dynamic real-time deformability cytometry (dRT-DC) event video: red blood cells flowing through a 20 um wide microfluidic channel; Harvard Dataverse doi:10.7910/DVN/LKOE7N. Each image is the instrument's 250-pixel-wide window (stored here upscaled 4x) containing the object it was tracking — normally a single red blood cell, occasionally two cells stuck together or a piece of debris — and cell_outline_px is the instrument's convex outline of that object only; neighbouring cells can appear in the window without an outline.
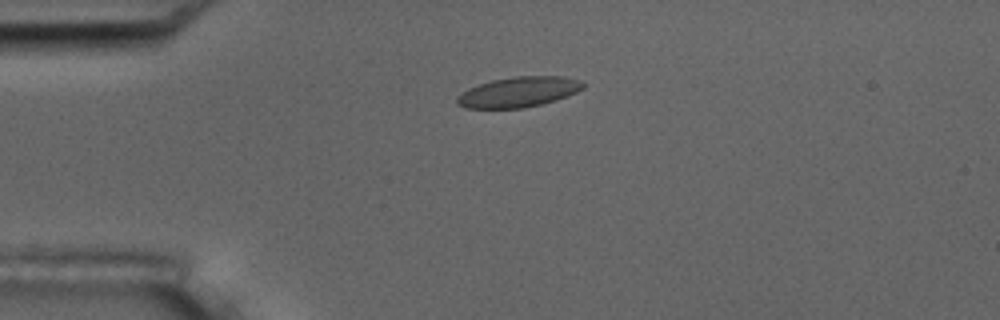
{"species": "common noctule bat (a hibernating species)", "species_latin": "Nyctalus noctula", "temperature_condition": "room temperature", "stored_images_in_passage": 3, "camera_frame_rate_fps": 3000, "um_per_image_px": 0.085, "animal": {"sex": "male", "body_mass_g": 17.5, "forearm_length_mm": 52.3}, "frame": {"image": 1, "passage_image": 2, "time_ms": 1.333, "image_size_px": [1000, 320], "cell_outline_px": [[588, 84], [584, 88], [576, 92], [556, 100], [524, 108], [464, 108], [456, 104], [456, 96], [468, 88], [492, 80], [512, 76], [564, 76], [580, 80]], "centroid_in_image_um": [44.08, 7.81], "position_along_channel_um": 40.9, "area_um2": 22.43}}